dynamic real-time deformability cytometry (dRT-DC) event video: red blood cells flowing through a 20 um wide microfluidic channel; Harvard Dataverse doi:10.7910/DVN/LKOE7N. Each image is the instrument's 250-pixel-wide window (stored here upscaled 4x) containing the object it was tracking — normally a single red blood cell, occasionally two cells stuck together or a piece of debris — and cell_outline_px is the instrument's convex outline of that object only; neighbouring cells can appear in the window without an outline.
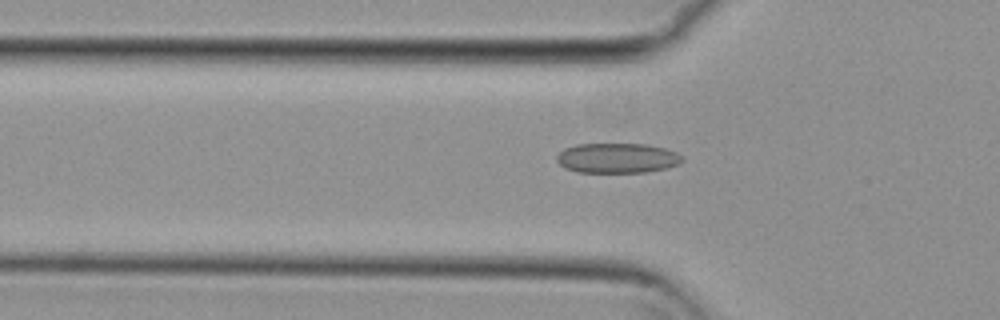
{"species": "common noctule bat (a hibernating species)", "species_latin": "Nyctalus noctula", "temperature_condition": "cold", "stored_images_in_passage": 49, "camera_frame_rate_fps": 3000, "um_per_image_px": 0.085, "animal": {"sex": "female", "body_mass_g": 29.2, "forearm_length_mm": 56.3}, "frame": {"image": 1, "passage_image": 12, "time_ms": 3.667, "image_size_px": [1000, 320], "cell_outline_px": [[684, 160], [680, 164], [664, 168], [644, 172], [580, 172], [564, 168], [556, 160], [556, 156], [564, 148], [576, 144], [648, 144], [664, 148], [676, 152]], "centroid_in_image_um": [52.44, 13.43], "position_along_channel_um": 73.4, "area_um2": 21.85}}
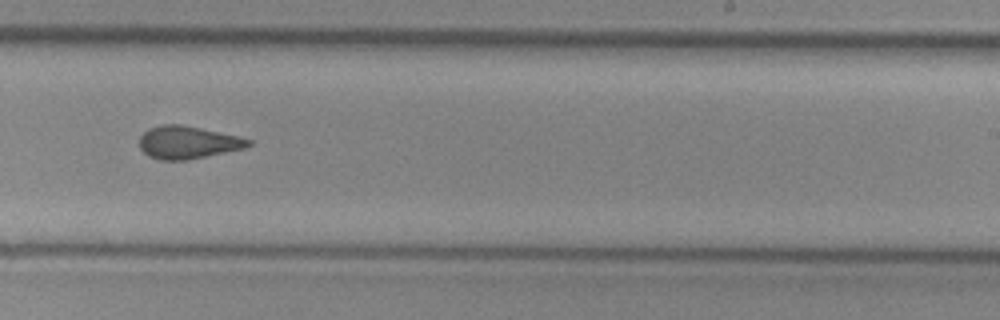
{"frame": {"image": 2, "passage_image": 28, "time_ms": 9.0, "image_size_px": [1000, 320], "cell_outline_px": [[252, 144], [244, 148], [188, 160], [160, 160], [148, 156], [140, 148], [140, 136], [148, 128], [160, 124], [180, 124], [240, 136], [252, 140]], "centroid_in_image_um": [15.95, 12.1], "position_along_channel_um": 273.0, "area_um2": 20.81}}
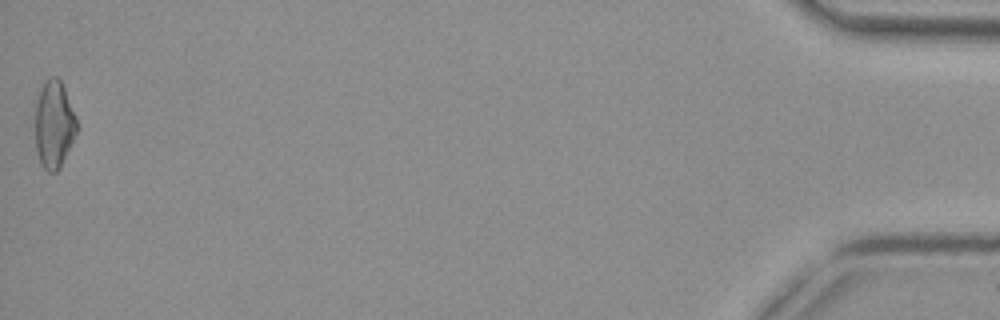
{"frame": {"image": 3, "passage_image": 49, "time_ms": 16.0, "image_size_px": [1000, 320], "cell_outline_px": [[76, 132], [60, 168], [56, 172], [48, 172], [40, 164], [36, 152], [36, 100], [40, 88], [44, 80], [48, 76], [56, 76], [60, 80], [64, 88], [76, 120]], "centroid_in_image_um": [4.55, 10.57], "position_along_channel_um": 430.6, "area_um2": 20.98}, "authors_computed_cell_mechanics": {"area_um2": 20.9814, "velocity_mm_per_s": 3.7362, "shape_relaxation_time_tau1_ms": null, "shape_relaxation_time_tau2_ms": 2.0392, "deformation_change_tau1": null, "deformation_change_tau2": 0.1011}}